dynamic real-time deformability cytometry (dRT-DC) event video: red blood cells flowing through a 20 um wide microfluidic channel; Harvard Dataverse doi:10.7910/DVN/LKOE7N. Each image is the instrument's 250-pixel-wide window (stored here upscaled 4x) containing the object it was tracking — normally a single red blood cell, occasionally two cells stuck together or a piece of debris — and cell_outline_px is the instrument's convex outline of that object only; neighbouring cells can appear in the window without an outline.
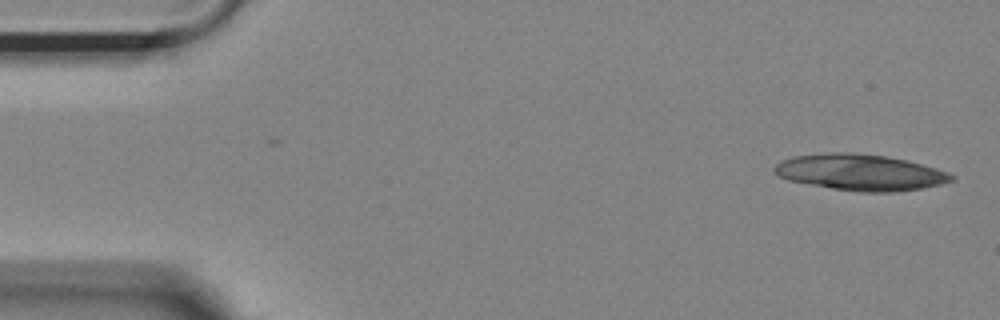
{"species": "Egyptian fruit bat (a non-hibernating species)", "species_latin": "Rousettus aegyptiacus", "temperature_condition": "room temperature", "stored_images_in_passage": 31, "camera_frame_rate_fps": 3000, "um_per_image_px": 0.085, "animal": {"sex": "female"}, "frame": {"image": 1, "passage_image": 1, "time_ms": 0.0, "image_size_px": [1000, 320], "cell_outline_px": [[956, 180], [940, 184], [920, 188], [892, 192], [860, 192], [832, 188], [788, 180], [780, 176], [772, 168], [776, 164], [792, 156], [824, 152], [852, 152], [884, 156], [908, 160], [936, 168], [948, 172], [956, 176]], "centroid_in_image_um": [73.14, 14.64], "position_along_channel_um": 11.9, "area_um2": 37.28}}
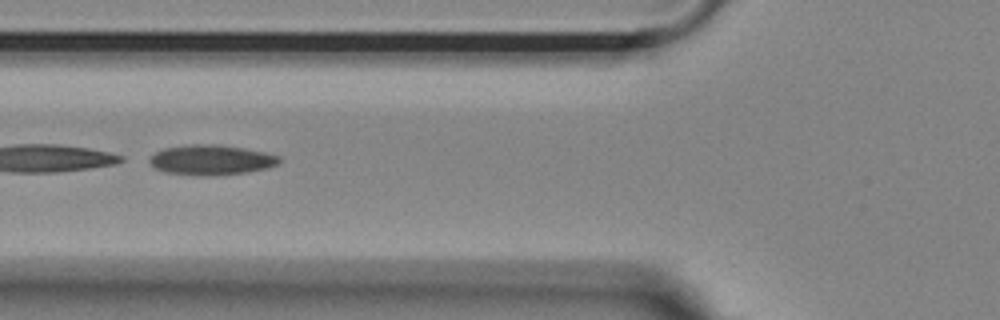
{"frame": {"image": 2, "passage_image": 18, "time_ms": 5.667, "image_size_px": [1000, 320], "cell_outline_px": [[280, 164], [268, 168], [248, 172], [164, 172], [148, 164], [148, 160], [156, 152], [164, 148], [188, 144], [220, 144], [244, 148], [264, 152], [280, 156]], "centroid_in_image_um": [17.99, 13.52], "position_along_channel_um": 107.8, "area_um2": 21.68}}